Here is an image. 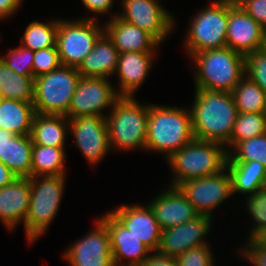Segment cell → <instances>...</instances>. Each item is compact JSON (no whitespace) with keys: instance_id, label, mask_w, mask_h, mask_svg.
I'll list each match as a JSON object with an SVG mask.
<instances>
[{"instance_id":"obj_26","label":"cell","mask_w":266,"mask_h":266,"mask_svg":"<svg viewBox=\"0 0 266 266\" xmlns=\"http://www.w3.org/2000/svg\"><path fill=\"white\" fill-rule=\"evenodd\" d=\"M34 115L33 103L13 99L0 101V128L15 135H30Z\"/></svg>"},{"instance_id":"obj_36","label":"cell","mask_w":266,"mask_h":266,"mask_svg":"<svg viewBox=\"0 0 266 266\" xmlns=\"http://www.w3.org/2000/svg\"><path fill=\"white\" fill-rule=\"evenodd\" d=\"M245 75L266 93V53L261 49L245 56Z\"/></svg>"},{"instance_id":"obj_30","label":"cell","mask_w":266,"mask_h":266,"mask_svg":"<svg viewBox=\"0 0 266 266\" xmlns=\"http://www.w3.org/2000/svg\"><path fill=\"white\" fill-rule=\"evenodd\" d=\"M231 94L238 112H266V93L246 75L235 86Z\"/></svg>"},{"instance_id":"obj_1","label":"cell","mask_w":266,"mask_h":266,"mask_svg":"<svg viewBox=\"0 0 266 266\" xmlns=\"http://www.w3.org/2000/svg\"><path fill=\"white\" fill-rule=\"evenodd\" d=\"M193 104L190 113L194 138L227 146L238 115L232 94L196 89Z\"/></svg>"},{"instance_id":"obj_43","label":"cell","mask_w":266,"mask_h":266,"mask_svg":"<svg viewBox=\"0 0 266 266\" xmlns=\"http://www.w3.org/2000/svg\"><path fill=\"white\" fill-rule=\"evenodd\" d=\"M21 2L22 0H0V19L13 14Z\"/></svg>"},{"instance_id":"obj_49","label":"cell","mask_w":266,"mask_h":266,"mask_svg":"<svg viewBox=\"0 0 266 266\" xmlns=\"http://www.w3.org/2000/svg\"><path fill=\"white\" fill-rule=\"evenodd\" d=\"M263 187L266 188V176H265V181H264V185H263Z\"/></svg>"},{"instance_id":"obj_48","label":"cell","mask_w":266,"mask_h":266,"mask_svg":"<svg viewBox=\"0 0 266 266\" xmlns=\"http://www.w3.org/2000/svg\"><path fill=\"white\" fill-rule=\"evenodd\" d=\"M4 97H3V94H2V90H1V83H0V101L3 100Z\"/></svg>"},{"instance_id":"obj_32","label":"cell","mask_w":266,"mask_h":266,"mask_svg":"<svg viewBox=\"0 0 266 266\" xmlns=\"http://www.w3.org/2000/svg\"><path fill=\"white\" fill-rule=\"evenodd\" d=\"M264 133H266V112H238L234 128L229 139V144L233 147L237 142H241Z\"/></svg>"},{"instance_id":"obj_40","label":"cell","mask_w":266,"mask_h":266,"mask_svg":"<svg viewBox=\"0 0 266 266\" xmlns=\"http://www.w3.org/2000/svg\"><path fill=\"white\" fill-rule=\"evenodd\" d=\"M249 247V248H248ZM244 257L255 266H266V246L258 244L254 239H249V245L243 249Z\"/></svg>"},{"instance_id":"obj_28","label":"cell","mask_w":266,"mask_h":266,"mask_svg":"<svg viewBox=\"0 0 266 266\" xmlns=\"http://www.w3.org/2000/svg\"><path fill=\"white\" fill-rule=\"evenodd\" d=\"M64 147L33 144L31 155V177L65 175Z\"/></svg>"},{"instance_id":"obj_33","label":"cell","mask_w":266,"mask_h":266,"mask_svg":"<svg viewBox=\"0 0 266 266\" xmlns=\"http://www.w3.org/2000/svg\"><path fill=\"white\" fill-rule=\"evenodd\" d=\"M227 161H258L266 167V133L237 142Z\"/></svg>"},{"instance_id":"obj_16","label":"cell","mask_w":266,"mask_h":266,"mask_svg":"<svg viewBox=\"0 0 266 266\" xmlns=\"http://www.w3.org/2000/svg\"><path fill=\"white\" fill-rule=\"evenodd\" d=\"M264 28L242 7H229L226 47L247 56L262 48Z\"/></svg>"},{"instance_id":"obj_25","label":"cell","mask_w":266,"mask_h":266,"mask_svg":"<svg viewBox=\"0 0 266 266\" xmlns=\"http://www.w3.org/2000/svg\"><path fill=\"white\" fill-rule=\"evenodd\" d=\"M66 126H69V119L65 115L35 113L30 132L32 143L42 146L64 147L66 129L68 128Z\"/></svg>"},{"instance_id":"obj_19","label":"cell","mask_w":266,"mask_h":266,"mask_svg":"<svg viewBox=\"0 0 266 266\" xmlns=\"http://www.w3.org/2000/svg\"><path fill=\"white\" fill-rule=\"evenodd\" d=\"M162 230L188 222L199 215L179 187L171 186L148 204Z\"/></svg>"},{"instance_id":"obj_14","label":"cell","mask_w":266,"mask_h":266,"mask_svg":"<svg viewBox=\"0 0 266 266\" xmlns=\"http://www.w3.org/2000/svg\"><path fill=\"white\" fill-rule=\"evenodd\" d=\"M211 219V216L199 214L188 222L162 230L159 246L155 253L177 257L187 250L207 245L203 237L208 233Z\"/></svg>"},{"instance_id":"obj_5","label":"cell","mask_w":266,"mask_h":266,"mask_svg":"<svg viewBox=\"0 0 266 266\" xmlns=\"http://www.w3.org/2000/svg\"><path fill=\"white\" fill-rule=\"evenodd\" d=\"M106 116L110 147L146 149L149 105L142 106L133 96H120Z\"/></svg>"},{"instance_id":"obj_41","label":"cell","mask_w":266,"mask_h":266,"mask_svg":"<svg viewBox=\"0 0 266 266\" xmlns=\"http://www.w3.org/2000/svg\"><path fill=\"white\" fill-rule=\"evenodd\" d=\"M141 266H177V262L175 257L154 253Z\"/></svg>"},{"instance_id":"obj_22","label":"cell","mask_w":266,"mask_h":266,"mask_svg":"<svg viewBox=\"0 0 266 266\" xmlns=\"http://www.w3.org/2000/svg\"><path fill=\"white\" fill-rule=\"evenodd\" d=\"M107 24V25H106ZM105 24L104 32L120 53L153 52L160 43L149 33L126 22L118 15Z\"/></svg>"},{"instance_id":"obj_3","label":"cell","mask_w":266,"mask_h":266,"mask_svg":"<svg viewBox=\"0 0 266 266\" xmlns=\"http://www.w3.org/2000/svg\"><path fill=\"white\" fill-rule=\"evenodd\" d=\"M193 139L190 112L184 108L149 106L146 150L165 152L169 158Z\"/></svg>"},{"instance_id":"obj_10","label":"cell","mask_w":266,"mask_h":266,"mask_svg":"<svg viewBox=\"0 0 266 266\" xmlns=\"http://www.w3.org/2000/svg\"><path fill=\"white\" fill-rule=\"evenodd\" d=\"M107 78L81 77L72 97L66 117L102 116L104 108L113 106L120 97Z\"/></svg>"},{"instance_id":"obj_35","label":"cell","mask_w":266,"mask_h":266,"mask_svg":"<svg viewBox=\"0 0 266 266\" xmlns=\"http://www.w3.org/2000/svg\"><path fill=\"white\" fill-rule=\"evenodd\" d=\"M34 51L21 45L18 49H12L0 60L11 70L21 75H33Z\"/></svg>"},{"instance_id":"obj_45","label":"cell","mask_w":266,"mask_h":266,"mask_svg":"<svg viewBox=\"0 0 266 266\" xmlns=\"http://www.w3.org/2000/svg\"><path fill=\"white\" fill-rule=\"evenodd\" d=\"M248 0H217V2L223 3L228 7H242Z\"/></svg>"},{"instance_id":"obj_39","label":"cell","mask_w":266,"mask_h":266,"mask_svg":"<svg viewBox=\"0 0 266 266\" xmlns=\"http://www.w3.org/2000/svg\"><path fill=\"white\" fill-rule=\"evenodd\" d=\"M242 8L266 29V0H248Z\"/></svg>"},{"instance_id":"obj_17","label":"cell","mask_w":266,"mask_h":266,"mask_svg":"<svg viewBox=\"0 0 266 266\" xmlns=\"http://www.w3.org/2000/svg\"><path fill=\"white\" fill-rule=\"evenodd\" d=\"M100 220L107 226L109 231L114 265L118 266V261L124 258L129 259L125 266H141L150 257L148 252L152 251L110 212Z\"/></svg>"},{"instance_id":"obj_29","label":"cell","mask_w":266,"mask_h":266,"mask_svg":"<svg viewBox=\"0 0 266 266\" xmlns=\"http://www.w3.org/2000/svg\"><path fill=\"white\" fill-rule=\"evenodd\" d=\"M0 83L4 99L33 103L34 77L11 70L0 60Z\"/></svg>"},{"instance_id":"obj_15","label":"cell","mask_w":266,"mask_h":266,"mask_svg":"<svg viewBox=\"0 0 266 266\" xmlns=\"http://www.w3.org/2000/svg\"><path fill=\"white\" fill-rule=\"evenodd\" d=\"M64 257L72 266H114L107 226L99 219L94 231L75 242Z\"/></svg>"},{"instance_id":"obj_7","label":"cell","mask_w":266,"mask_h":266,"mask_svg":"<svg viewBox=\"0 0 266 266\" xmlns=\"http://www.w3.org/2000/svg\"><path fill=\"white\" fill-rule=\"evenodd\" d=\"M42 177L39 182V178ZM30 204L24 222L29 241L36 240L54 219L64 191V175L30 177ZM38 179V180H37Z\"/></svg>"},{"instance_id":"obj_21","label":"cell","mask_w":266,"mask_h":266,"mask_svg":"<svg viewBox=\"0 0 266 266\" xmlns=\"http://www.w3.org/2000/svg\"><path fill=\"white\" fill-rule=\"evenodd\" d=\"M32 147L30 135H15L0 128V161L18 178L31 177Z\"/></svg>"},{"instance_id":"obj_12","label":"cell","mask_w":266,"mask_h":266,"mask_svg":"<svg viewBox=\"0 0 266 266\" xmlns=\"http://www.w3.org/2000/svg\"><path fill=\"white\" fill-rule=\"evenodd\" d=\"M124 13L118 16L152 35L160 44L173 29L172 16L157 0H123Z\"/></svg>"},{"instance_id":"obj_38","label":"cell","mask_w":266,"mask_h":266,"mask_svg":"<svg viewBox=\"0 0 266 266\" xmlns=\"http://www.w3.org/2000/svg\"><path fill=\"white\" fill-rule=\"evenodd\" d=\"M175 259L177 266H214L209 245L187 250L185 253L175 257Z\"/></svg>"},{"instance_id":"obj_18","label":"cell","mask_w":266,"mask_h":266,"mask_svg":"<svg viewBox=\"0 0 266 266\" xmlns=\"http://www.w3.org/2000/svg\"><path fill=\"white\" fill-rule=\"evenodd\" d=\"M110 213L151 251H157L162 229L149 205H122Z\"/></svg>"},{"instance_id":"obj_8","label":"cell","mask_w":266,"mask_h":266,"mask_svg":"<svg viewBox=\"0 0 266 266\" xmlns=\"http://www.w3.org/2000/svg\"><path fill=\"white\" fill-rule=\"evenodd\" d=\"M197 14L190 24L185 41L189 54L226 47L229 7L220 2Z\"/></svg>"},{"instance_id":"obj_6","label":"cell","mask_w":266,"mask_h":266,"mask_svg":"<svg viewBox=\"0 0 266 266\" xmlns=\"http://www.w3.org/2000/svg\"><path fill=\"white\" fill-rule=\"evenodd\" d=\"M80 78L76 67L65 65L34 78L35 113L66 115Z\"/></svg>"},{"instance_id":"obj_34","label":"cell","mask_w":266,"mask_h":266,"mask_svg":"<svg viewBox=\"0 0 266 266\" xmlns=\"http://www.w3.org/2000/svg\"><path fill=\"white\" fill-rule=\"evenodd\" d=\"M248 211L254 218L257 226L252 228L249 239L255 238L266 228V188L261 187L247 199Z\"/></svg>"},{"instance_id":"obj_44","label":"cell","mask_w":266,"mask_h":266,"mask_svg":"<svg viewBox=\"0 0 266 266\" xmlns=\"http://www.w3.org/2000/svg\"><path fill=\"white\" fill-rule=\"evenodd\" d=\"M17 176L0 161V188L12 183Z\"/></svg>"},{"instance_id":"obj_20","label":"cell","mask_w":266,"mask_h":266,"mask_svg":"<svg viewBox=\"0 0 266 266\" xmlns=\"http://www.w3.org/2000/svg\"><path fill=\"white\" fill-rule=\"evenodd\" d=\"M30 179L16 178L12 183L0 188V220L10 230L18 222L26 220L30 204Z\"/></svg>"},{"instance_id":"obj_11","label":"cell","mask_w":266,"mask_h":266,"mask_svg":"<svg viewBox=\"0 0 266 266\" xmlns=\"http://www.w3.org/2000/svg\"><path fill=\"white\" fill-rule=\"evenodd\" d=\"M225 170L226 168L215 175L182 182L178 186L199 214L212 217L210 211L233 194L230 173Z\"/></svg>"},{"instance_id":"obj_13","label":"cell","mask_w":266,"mask_h":266,"mask_svg":"<svg viewBox=\"0 0 266 266\" xmlns=\"http://www.w3.org/2000/svg\"><path fill=\"white\" fill-rule=\"evenodd\" d=\"M69 128L75 137V144L85 159L95 164L102 160L110 149L106 117L81 116L69 119Z\"/></svg>"},{"instance_id":"obj_23","label":"cell","mask_w":266,"mask_h":266,"mask_svg":"<svg viewBox=\"0 0 266 266\" xmlns=\"http://www.w3.org/2000/svg\"><path fill=\"white\" fill-rule=\"evenodd\" d=\"M120 52L104 32L96 41L92 51L77 67L81 77H100L114 74L117 70Z\"/></svg>"},{"instance_id":"obj_42","label":"cell","mask_w":266,"mask_h":266,"mask_svg":"<svg viewBox=\"0 0 266 266\" xmlns=\"http://www.w3.org/2000/svg\"><path fill=\"white\" fill-rule=\"evenodd\" d=\"M85 7L95 13L109 12L113 0H82Z\"/></svg>"},{"instance_id":"obj_31","label":"cell","mask_w":266,"mask_h":266,"mask_svg":"<svg viewBox=\"0 0 266 266\" xmlns=\"http://www.w3.org/2000/svg\"><path fill=\"white\" fill-rule=\"evenodd\" d=\"M57 30V20L50 24L33 21L27 26L24 36L21 37L22 46L32 51L56 46Z\"/></svg>"},{"instance_id":"obj_46","label":"cell","mask_w":266,"mask_h":266,"mask_svg":"<svg viewBox=\"0 0 266 266\" xmlns=\"http://www.w3.org/2000/svg\"><path fill=\"white\" fill-rule=\"evenodd\" d=\"M258 244L266 246V228L263 229L255 238H253Z\"/></svg>"},{"instance_id":"obj_37","label":"cell","mask_w":266,"mask_h":266,"mask_svg":"<svg viewBox=\"0 0 266 266\" xmlns=\"http://www.w3.org/2000/svg\"><path fill=\"white\" fill-rule=\"evenodd\" d=\"M61 65L56 46L34 51L33 77L47 74Z\"/></svg>"},{"instance_id":"obj_9","label":"cell","mask_w":266,"mask_h":266,"mask_svg":"<svg viewBox=\"0 0 266 266\" xmlns=\"http://www.w3.org/2000/svg\"><path fill=\"white\" fill-rule=\"evenodd\" d=\"M94 20H58L56 47L61 65L77 68L92 51L96 41L104 33V29L98 27Z\"/></svg>"},{"instance_id":"obj_24","label":"cell","mask_w":266,"mask_h":266,"mask_svg":"<svg viewBox=\"0 0 266 266\" xmlns=\"http://www.w3.org/2000/svg\"><path fill=\"white\" fill-rule=\"evenodd\" d=\"M154 52H124L120 53L117 70L120 79L119 96H134L147 77L151 68Z\"/></svg>"},{"instance_id":"obj_27","label":"cell","mask_w":266,"mask_h":266,"mask_svg":"<svg viewBox=\"0 0 266 266\" xmlns=\"http://www.w3.org/2000/svg\"><path fill=\"white\" fill-rule=\"evenodd\" d=\"M226 169L230 173L233 193L253 194L264 185L266 167L258 161H227Z\"/></svg>"},{"instance_id":"obj_4","label":"cell","mask_w":266,"mask_h":266,"mask_svg":"<svg viewBox=\"0 0 266 266\" xmlns=\"http://www.w3.org/2000/svg\"><path fill=\"white\" fill-rule=\"evenodd\" d=\"M223 147V148H222ZM223 144L193 139L169 158L174 170L173 183L178 187L182 182L215 175L226 168L229 150Z\"/></svg>"},{"instance_id":"obj_2","label":"cell","mask_w":266,"mask_h":266,"mask_svg":"<svg viewBox=\"0 0 266 266\" xmlns=\"http://www.w3.org/2000/svg\"><path fill=\"white\" fill-rule=\"evenodd\" d=\"M196 62V89L231 93L245 76V56L223 47L191 55Z\"/></svg>"},{"instance_id":"obj_47","label":"cell","mask_w":266,"mask_h":266,"mask_svg":"<svg viewBox=\"0 0 266 266\" xmlns=\"http://www.w3.org/2000/svg\"><path fill=\"white\" fill-rule=\"evenodd\" d=\"M261 50L266 53V29L264 30V34H263V45H262Z\"/></svg>"}]
</instances>
